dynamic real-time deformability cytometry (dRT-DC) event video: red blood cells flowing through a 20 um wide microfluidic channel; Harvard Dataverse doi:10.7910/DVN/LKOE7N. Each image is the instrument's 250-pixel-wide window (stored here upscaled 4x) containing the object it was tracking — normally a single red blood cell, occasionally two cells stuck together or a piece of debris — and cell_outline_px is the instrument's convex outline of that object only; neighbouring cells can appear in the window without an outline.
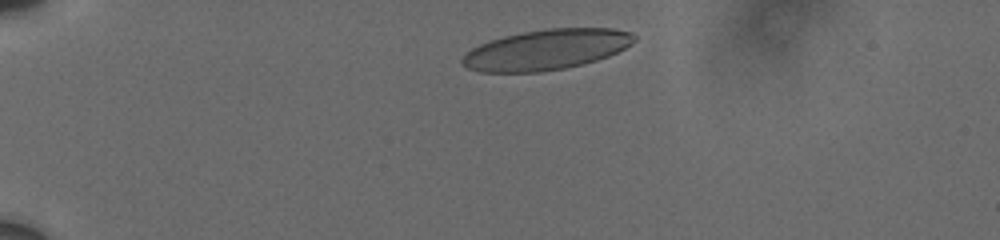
{"species": "human", "species_latin": "Homo sapiens", "temperature_condition": "cold", "stored_images_in_passage": 8, "camera_frame_rate_fps": 3000, "um_per_image_px": 0.085, "donor": {"sex": "male"}, "frame": {"image": 1, "passage_image": 2, "time_ms": 1.0, "image_size_px": [1000, 240], "cell_outline_px": [[636, 40], [632, 44], [608, 56], [584, 64], [564, 68], [540, 72], [480, 72], [468, 68], [460, 64], [460, 60], [472, 48], [488, 40], [504, 36], [524, 32], [548, 28], [612, 28], [632, 32], [636, 36]], "centroid_in_image_um": [46.44, 4.22], "position_along_channel_um": 38.6, "area_um2": 40.52}}
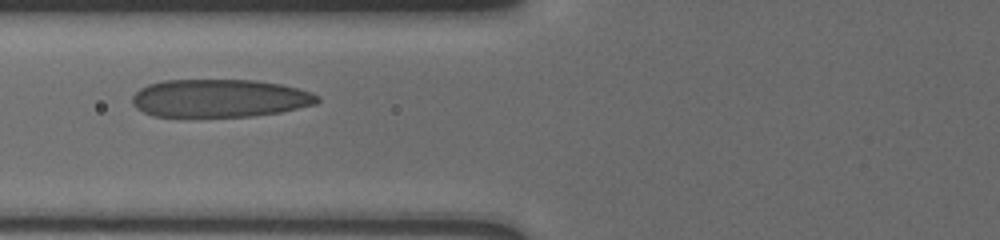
{"frame": {"image": 2, "passage_image": 6, "time_ms": 4.667, "image_size_px": [1000, 240], "cell_outline_px": [[320, 100], [316, 104], [280, 112], [252, 116], [152, 116], [136, 108], [132, 104], [132, 96], [140, 88], [148, 84], [164, 80], [256, 80], [280, 84], [312, 92], [320, 96]], "centroid_in_image_um": [18.67, 8.34], "position_along_channel_um": 107.1, "area_um2": 40.98}}
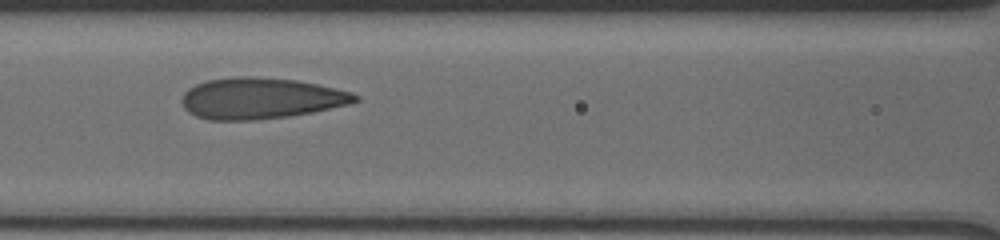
{"frame": {"image": 3, "passage_image": 7, "time_ms": 5.667, "image_size_px": [1000, 240], "cell_outline_px": [[360, 100], [352, 104], [312, 112], [288, 116], [256, 120], [208, 120], [196, 116], [188, 112], [184, 108], [180, 100], [184, 92], [188, 88], [196, 84], [208, 80], [236, 76], [252, 76], [296, 80], [336, 88], [352, 92], [360, 96]], "centroid_in_image_um": [22.16, 8.36], "position_along_channel_um": 144.4, "area_um2": 41.85}}